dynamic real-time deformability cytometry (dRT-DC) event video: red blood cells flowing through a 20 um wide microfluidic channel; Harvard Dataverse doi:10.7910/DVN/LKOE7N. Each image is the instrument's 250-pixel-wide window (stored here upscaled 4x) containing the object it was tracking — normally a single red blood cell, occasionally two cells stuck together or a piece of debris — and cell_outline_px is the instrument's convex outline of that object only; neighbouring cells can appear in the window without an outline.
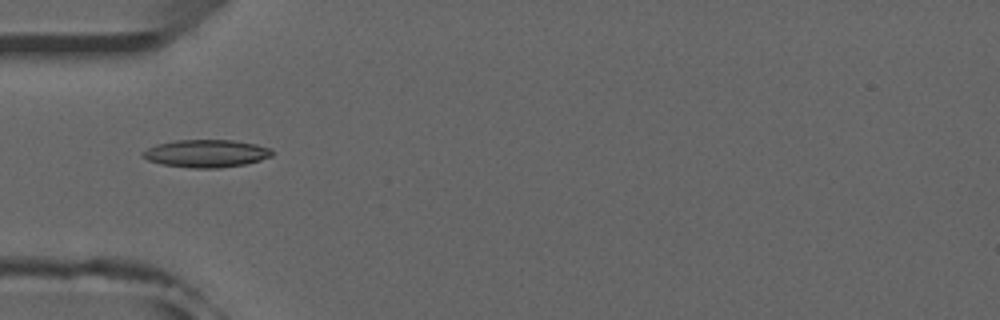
{"species": "common noctule bat (a hibernating species)", "species_latin": "Nyctalus noctula", "temperature_condition": "room temperature", "stored_images_in_passage": 24, "camera_frame_rate_fps": 3000, "um_per_image_px": 0.085, "animal": {"sex": "male", "forearm_length_mm": 52.5}, "frame": {"image": 1, "passage_image": 1, "time_ms": 0.0, "image_size_px": [1000, 320], "cell_outline_px": [[272, 156], [260, 160], [244, 164], [220, 168], [192, 168], [160, 164], [148, 160], [140, 156], [140, 152], [156, 144], [176, 140], [232, 140], [256, 144], [272, 148]], "centroid_in_image_um": [17.5, 13.04], "position_along_channel_um": 67.5, "area_um2": 20.98}}